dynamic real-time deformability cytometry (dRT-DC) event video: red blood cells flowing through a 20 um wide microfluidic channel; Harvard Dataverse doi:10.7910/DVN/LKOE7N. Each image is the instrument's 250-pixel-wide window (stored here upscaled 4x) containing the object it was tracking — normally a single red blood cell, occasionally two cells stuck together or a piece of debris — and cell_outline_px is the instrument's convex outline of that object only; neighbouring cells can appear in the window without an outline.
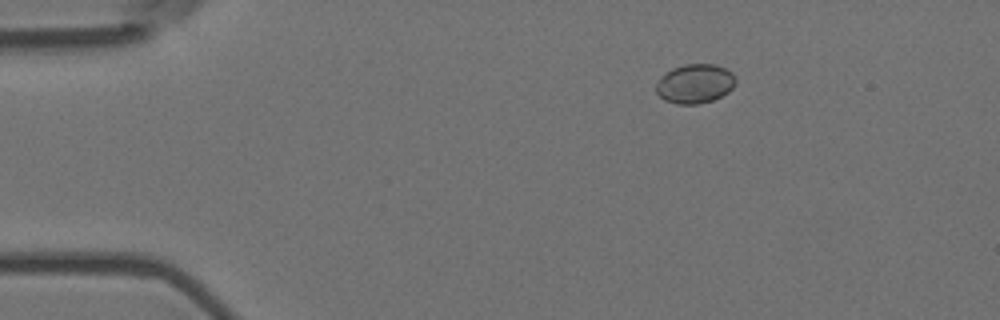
{"species": "Egyptian fruit bat (a non-hibernating species)", "species_latin": "Rousettus aegyptiacus", "temperature_condition": "room temperature", "stored_images_in_passage": 3, "camera_frame_rate_fps": 3000, "um_per_image_px": 0.085, "animal": {"sex": "female"}, "frame": {"image": 1, "passage_image": 1, "time_ms": 0.0, "image_size_px": [1000, 320], "cell_outline_px": [[736, 84], [728, 92], [712, 100], [696, 104], [676, 104], [664, 100], [656, 92], [656, 84], [660, 76], [672, 68], [684, 64], [716, 64], [732, 72], [736, 80]], "centroid_in_image_um": [59.06, 7.1], "position_along_channel_um": 25.9, "area_um2": 18.26}}
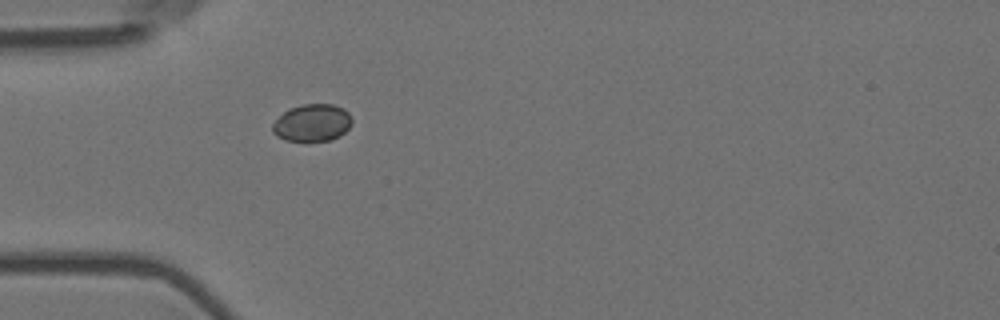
{"frame": {"image": 2, "passage_image": 3, "time_ms": 0.667, "image_size_px": [1000, 320], "cell_outline_px": [[352, 124], [340, 136], [332, 140], [284, 140], [276, 136], [272, 132], [272, 124], [288, 108], [304, 104], [332, 104], [344, 108], [348, 112], [352, 120]], "centroid_in_image_um": [26.54, 10.43], "position_along_channel_um": 58.5, "area_um2": 17.22}}